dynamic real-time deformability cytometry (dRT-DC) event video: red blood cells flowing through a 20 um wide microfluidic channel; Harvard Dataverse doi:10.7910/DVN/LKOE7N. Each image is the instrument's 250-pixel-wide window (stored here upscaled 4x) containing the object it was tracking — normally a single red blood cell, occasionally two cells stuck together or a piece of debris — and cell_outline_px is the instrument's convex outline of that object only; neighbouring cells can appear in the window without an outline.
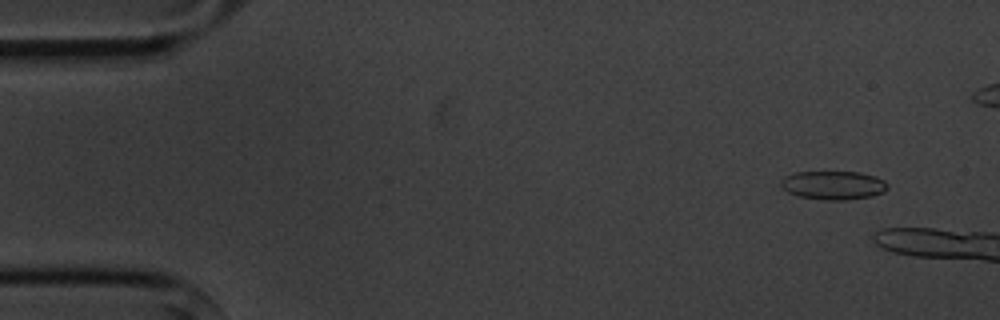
{"species": "common noctule bat (a hibernating species)", "species_latin": "Nyctalus noctula", "temperature_condition": "cold", "stored_images_in_passage": 3, "camera_frame_rate_fps": 3000, "um_per_image_px": 0.085, "animal": {"sex": "male", "body_mass_g": 20.1, "forearm_length_mm": 53.5}, "frame": {"image": 1, "passage_image": 1, "time_ms": 0.0, "image_size_px": [1000, 320], "cell_outline_px": [[888, 188], [884, 192], [872, 196], [844, 200], [824, 200], [796, 196], [788, 192], [780, 184], [780, 180], [784, 176], [796, 172], [860, 172], [876, 176], [884, 180], [888, 184]], "centroid_in_image_um": [70.84, 15.74], "position_along_channel_um": 14.2, "area_um2": 17.98}}